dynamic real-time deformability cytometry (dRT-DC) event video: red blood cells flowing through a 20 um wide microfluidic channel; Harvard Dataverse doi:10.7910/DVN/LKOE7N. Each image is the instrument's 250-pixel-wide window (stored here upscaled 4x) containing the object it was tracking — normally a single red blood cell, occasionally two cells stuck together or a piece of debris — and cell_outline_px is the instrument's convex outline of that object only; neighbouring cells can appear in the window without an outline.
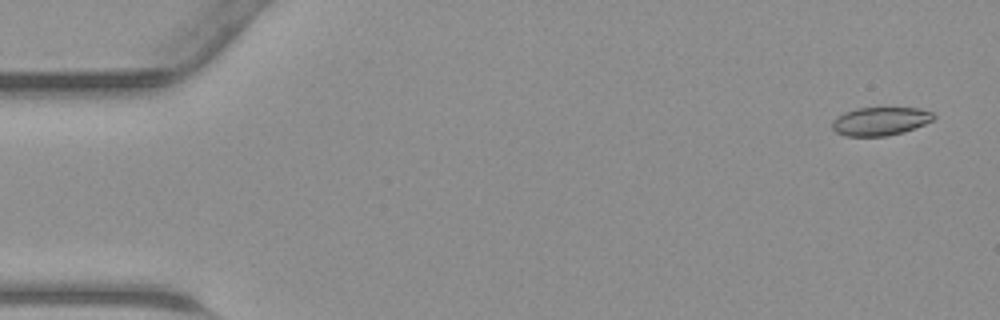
{"species": "common noctule bat (a hibernating species)", "species_latin": "Nyctalus noctula", "temperature_condition": "warm", "stored_images_in_passage": 45, "camera_frame_rate_fps": 3000, "um_per_image_px": 0.085, "animal": {"sex": "male", "body_mass_g": 23.1, "forearm_length_mm": 52.7}, "frame": {"image": 1, "passage_image": 2, "time_ms": 0.333, "image_size_px": [1000, 320], "cell_outline_px": [[936, 116], [932, 120], [924, 124], [904, 132], [888, 136], [844, 136], [836, 132], [832, 128], [832, 120], [836, 116], [844, 112], [856, 108], [920, 108], [932, 112]], "centroid_in_image_um": [74.8, 10.3], "position_along_channel_um": 10.2, "area_um2": 16.88}}
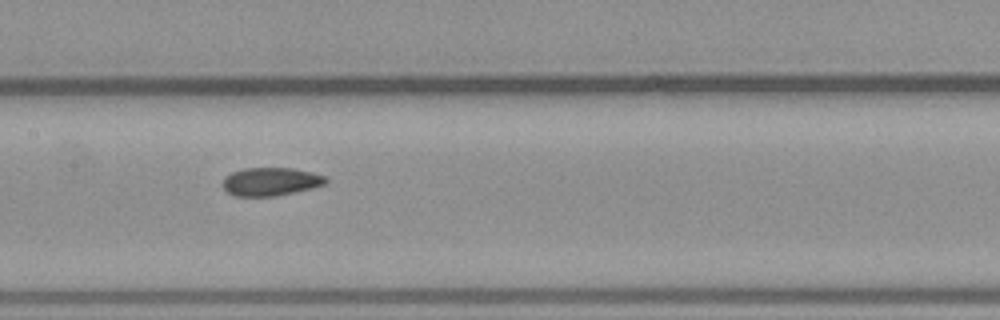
{"frame": {"image": 2, "passage_image": 22, "time_ms": 7.0, "image_size_px": [1000, 320], "cell_outline_px": [[328, 184], [312, 188], [276, 196], [236, 196], [228, 192], [224, 188], [224, 176], [232, 172], [244, 168], [292, 168], [312, 172], [324, 176], [328, 180]], "centroid_in_image_um": [23.04, 15.43], "position_along_channel_um": 184.4, "area_um2": 16.94}}
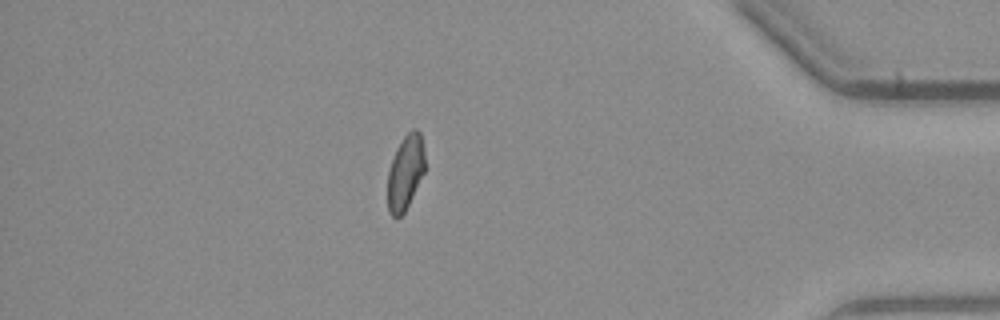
{"frame": {"image": 3, "passage_image": 39, "time_ms": 12.667, "image_size_px": [1000, 320], "cell_outline_px": [[424, 172], [404, 212], [396, 220], [388, 212], [388, 172], [396, 148], [404, 136], [412, 128], [416, 128], [420, 132], [424, 152]], "centroid_in_image_um": [34.44, 14.65], "position_along_channel_um": 400.8, "area_um2": 16.07}}